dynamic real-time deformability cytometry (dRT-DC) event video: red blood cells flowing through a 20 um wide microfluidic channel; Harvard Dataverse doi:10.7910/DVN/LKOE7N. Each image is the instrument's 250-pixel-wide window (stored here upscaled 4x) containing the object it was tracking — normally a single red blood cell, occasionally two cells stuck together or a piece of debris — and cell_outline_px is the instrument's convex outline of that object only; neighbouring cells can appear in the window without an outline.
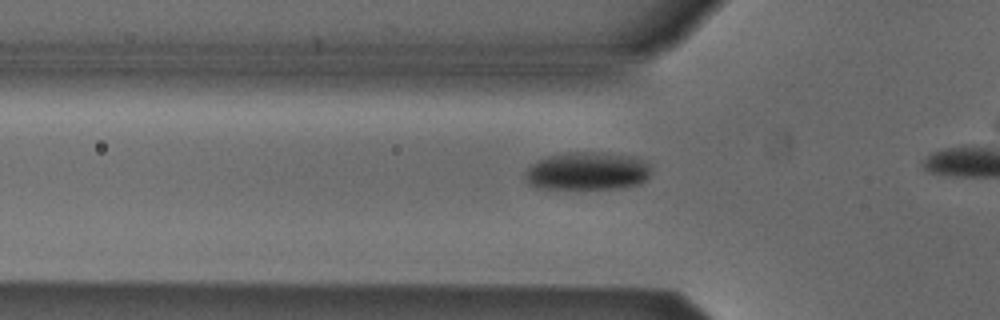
{"species": "Egyptian fruit bat (a non-hibernating species)", "species_latin": "Rousettus aegyptiacus", "temperature_condition": "cold", "stored_images_in_passage": 16, "camera_frame_rate_fps": 3000, "um_per_image_px": 0.085, "animal": {"sex": "male"}, "frame": {"image": 1, "passage_image": 7, "time_ms": 2.0, "image_size_px": [1000, 320], "cell_outline_px": [[652, 172], [648, 180], [640, 184], [620, 188], [536, 188], [528, 184], [524, 176], [528, 168], [536, 160], [548, 156], [568, 152], [592, 152], [636, 156], [652, 164]], "centroid_in_image_um": [49.98, 14.54], "position_along_channel_um": 75.8, "area_um2": 28.32}}
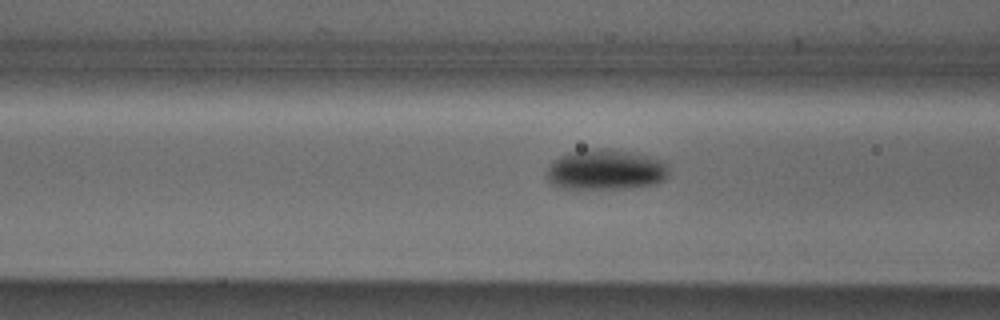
{"frame": {"image": 2, "passage_image": 10, "time_ms": 3.0, "image_size_px": [1000, 320], "cell_outline_px": [[668, 172], [664, 180], [656, 184], [628, 188], [560, 188], [552, 184], [548, 180], [548, 168], [560, 156], [568, 152], [596, 148], [604, 148], [632, 152], [664, 160], [668, 168]], "centroid_in_image_um": [51.52, 14.42], "position_along_channel_um": 115.1, "area_um2": 28.61}}
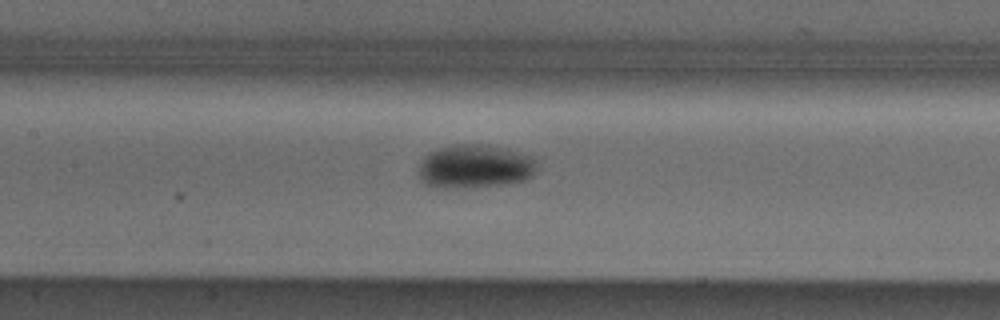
{"frame": {"image": 3, "passage_image": 14, "time_ms": 4.333, "image_size_px": [1000, 320], "cell_outline_px": [[536, 172], [532, 176], [524, 180], [508, 184], [472, 188], [436, 188], [428, 184], [416, 172], [420, 160], [428, 152], [436, 148], [456, 144], [484, 144], [504, 148], [532, 156], [536, 160]], "centroid_in_image_um": [40.34, 14.15], "position_along_channel_um": 167.1, "area_um2": 30.69}}